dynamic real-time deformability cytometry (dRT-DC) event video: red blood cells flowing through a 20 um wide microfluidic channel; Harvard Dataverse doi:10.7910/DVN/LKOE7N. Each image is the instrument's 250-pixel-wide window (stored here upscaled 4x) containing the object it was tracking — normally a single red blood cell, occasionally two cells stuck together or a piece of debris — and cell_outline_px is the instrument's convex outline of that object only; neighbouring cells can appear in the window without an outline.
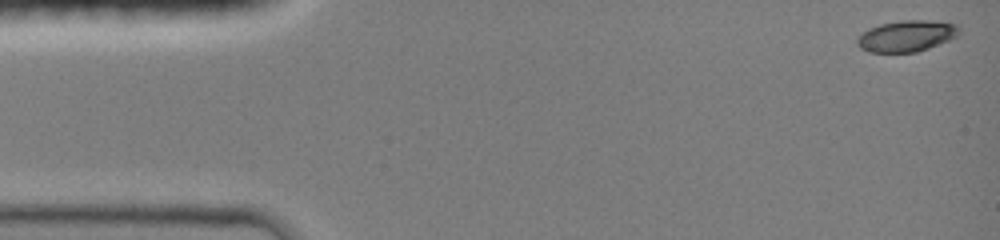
{"species": "common noctule bat (a hibernating species)", "species_latin": "Nyctalus noctula", "temperature_condition": "room temperature", "stored_images_in_passage": 28, "camera_frame_rate_fps": 3000, "um_per_image_px": 0.085, "animal": {"sex": "female", "body_mass_g": 19.0, "forearm_length_mm": 51.5}, "frame": {"image": 1, "passage_image": 1, "time_ms": 0.0, "image_size_px": [1000, 240], "cell_outline_px": [[960, 32], [956, 36], [948, 40], [928, 48], [916, 52], [868, 52], [860, 48], [856, 44], [856, 36], [868, 28], [880, 24], [900, 20], [924, 20], [960, 24]], "centroid_in_image_um": [77.02, 3.05], "position_along_channel_um": 8.0, "area_um2": 18.73}}
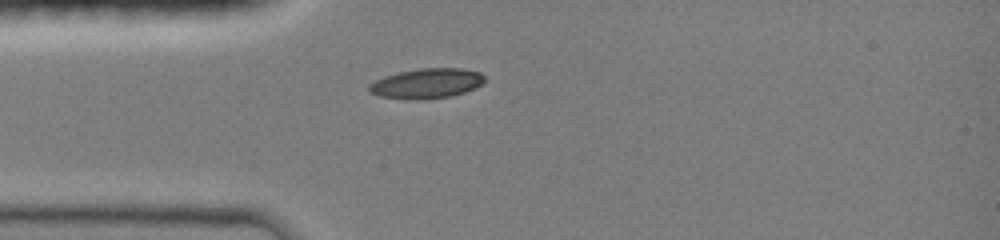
{"frame": {"image": 2, "passage_image": 23, "time_ms": 3.667, "image_size_px": [1000, 240], "cell_outline_px": [[484, 80], [480, 84], [464, 92], [448, 96], [420, 100], [408, 100], [380, 96], [368, 92], [368, 84], [384, 76], [400, 72], [420, 68], [460, 68], [480, 72], [484, 76]], "centroid_in_image_um": [36.2, 7.09], "position_along_channel_um": 48.8, "area_um2": 20.06}}